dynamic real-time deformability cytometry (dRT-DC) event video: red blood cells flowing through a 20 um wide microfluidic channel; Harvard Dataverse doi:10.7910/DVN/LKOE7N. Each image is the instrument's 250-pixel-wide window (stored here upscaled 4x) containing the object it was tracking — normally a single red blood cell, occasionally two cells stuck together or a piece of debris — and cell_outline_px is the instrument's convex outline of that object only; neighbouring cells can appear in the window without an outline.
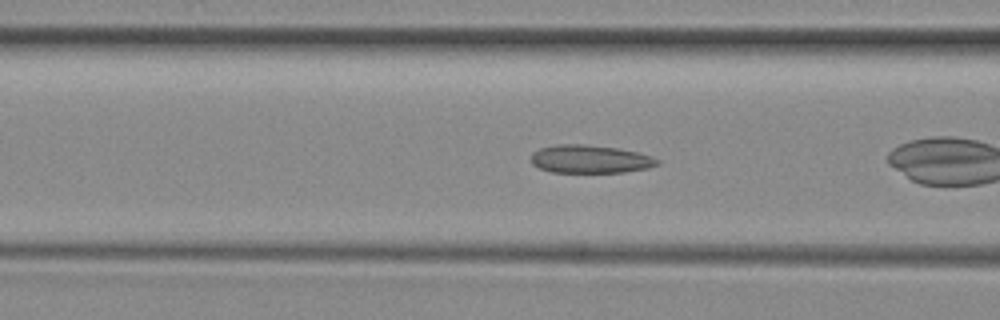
{"species": "common noctule bat (a hibernating species)", "species_latin": "Nyctalus noctula", "temperature_condition": "room temperature", "stored_images_in_passage": 14, "camera_frame_rate_fps": 3000, "um_per_image_px": 0.085, "animal": {"sex": "female", "body_mass_g": 29.2, "forearm_length_mm": 56.3}, "frame": {"image": 1, "passage_image": 5, "time_ms": 1.333, "image_size_px": [1000, 320], "cell_outline_px": [[660, 164], [648, 168], [624, 172], [552, 172], [540, 168], [532, 164], [532, 152], [540, 148], [556, 144], [584, 144], [616, 148], [640, 152], [652, 156], [660, 160]], "centroid_in_image_um": [50.19, 13.52], "position_along_channel_um": 116.4, "area_um2": 20.75}}
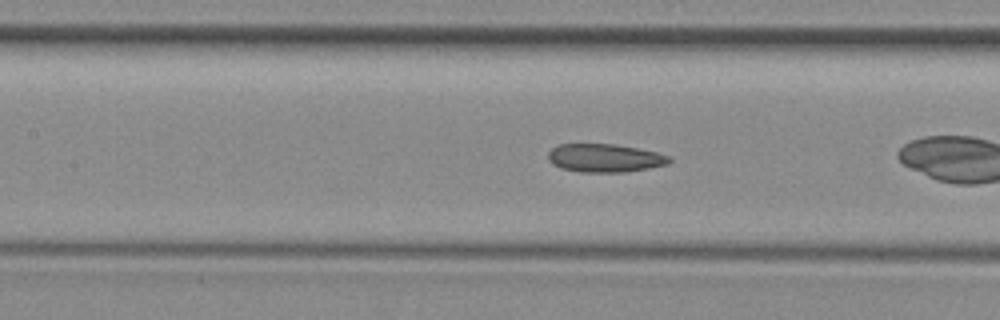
{"frame": {"image": 2, "passage_image": 8, "time_ms": 2.333, "image_size_px": [1000, 320], "cell_outline_px": [[672, 160], [668, 164], [648, 168], [624, 172], [580, 172], [560, 168], [552, 164], [548, 160], [548, 152], [552, 148], [560, 144], [616, 144], [656, 152], [672, 156]], "centroid_in_image_um": [51.4, 13.43], "position_along_channel_um": 156.0, "area_um2": 20.06}}